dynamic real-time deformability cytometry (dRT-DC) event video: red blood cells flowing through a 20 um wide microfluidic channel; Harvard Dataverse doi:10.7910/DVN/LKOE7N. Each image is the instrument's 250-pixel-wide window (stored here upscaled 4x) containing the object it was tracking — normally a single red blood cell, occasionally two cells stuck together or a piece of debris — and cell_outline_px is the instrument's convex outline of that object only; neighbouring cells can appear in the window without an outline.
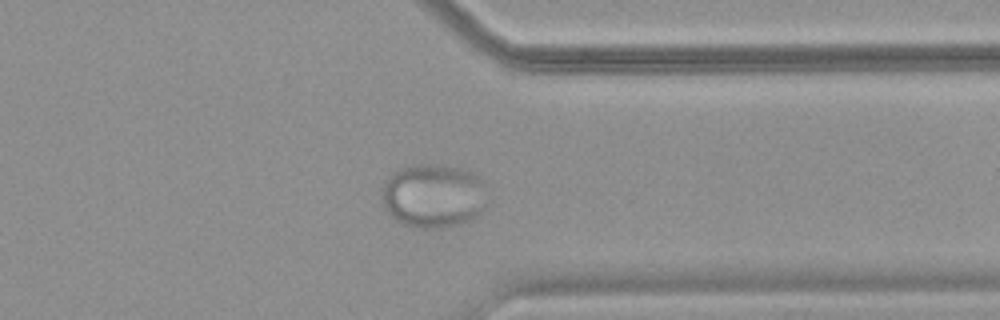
{"species": "common noctule bat (a hibernating species)", "species_latin": "Nyctalus noctula", "temperature_condition": "warm", "stored_images_in_passage": 45, "camera_frame_rate_fps": 3000, "um_per_image_px": 0.085, "animal": {"sex": "female", "body_mass_g": 18.4}, "frame": {"image": 1, "passage_image": 33, "time_ms": 10.667, "image_size_px": [1000, 320], "cell_outline_px": [[488, 204], [480, 216], [456, 224], [440, 228], [420, 228], [404, 224], [396, 220], [384, 208], [380, 196], [380, 192], [384, 180], [392, 172], [400, 168], [412, 164], [436, 164], [460, 168], [472, 172], [480, 176], [484, 184]], "centroid_in_image_um": [36.83, 16.62], "position_along_channel_um": 374.6, "area_um2": 40.11}}
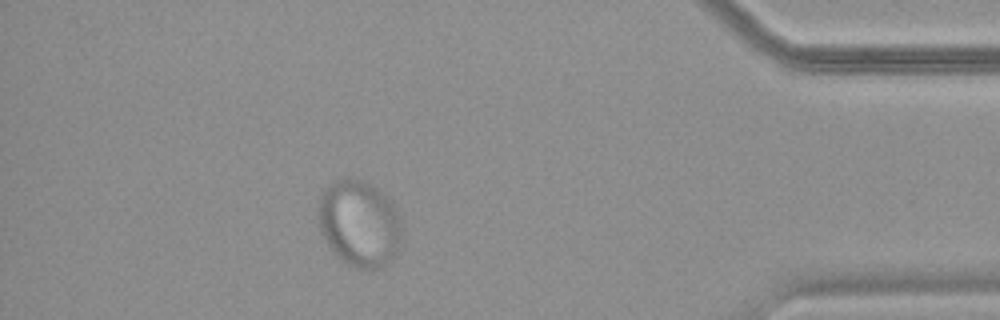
{"frame": {"image": 2, "passage_image": 39, "time_ms": 12.667, "image_size_px": [1000, 320], "cell_outline_px": [[400, 240], [396, 252], [392, 260], [384, 268], [356, 268], [348, 264], [332, 252], [320, 232], [316, 212], [320, 196], [324, 188], [336, 180], [344, 176], [348, 176], [364, 180], [372, 184], [392, 200], [400, 220]], "centroid_in_image_um": [30.51, 18.96], "position_along_channel_um": 404.7, "area_um2": 42.83}}